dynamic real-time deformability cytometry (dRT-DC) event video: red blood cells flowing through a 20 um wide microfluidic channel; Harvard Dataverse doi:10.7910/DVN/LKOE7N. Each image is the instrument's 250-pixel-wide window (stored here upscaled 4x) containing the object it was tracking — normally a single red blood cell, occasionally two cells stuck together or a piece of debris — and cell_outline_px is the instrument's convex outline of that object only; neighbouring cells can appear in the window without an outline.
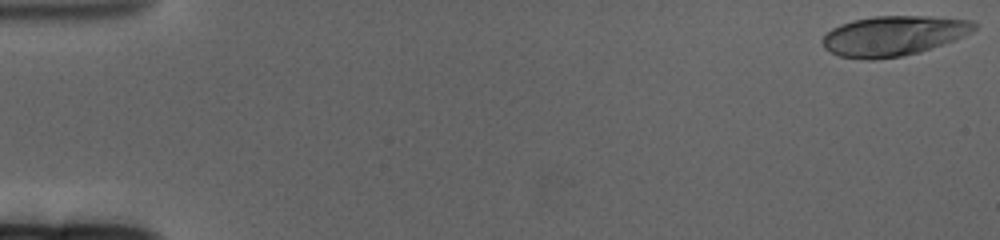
{"species": "human", "species_latin": "Homo sapiens", "temperature_condition": "cold", "stored_images_in_passage": 62, "camera_frame_rate_fps": 3000, "um_per_image_px": 0.085, "donor": {"sex": "female"}, "frame": {"image": 1, "passage_image": 1, "time_ms": 0.0, "image_size_px": [1000, 240], "cell_outline_px": [[976, 28], [972, 32], [956, 40], [920, 52], [900, 56], [872, 60], [868, 60], [840, 56], [824, 48], [820, 40], [832, 28], [840, 24], [856, 20], [876, 16], [928, 16], [972, 20], [976, 24]], "centroid_in_image_um": [75.96, 3.04], "position_along_channel_um": 9.0, "area_um2": 35.32}}
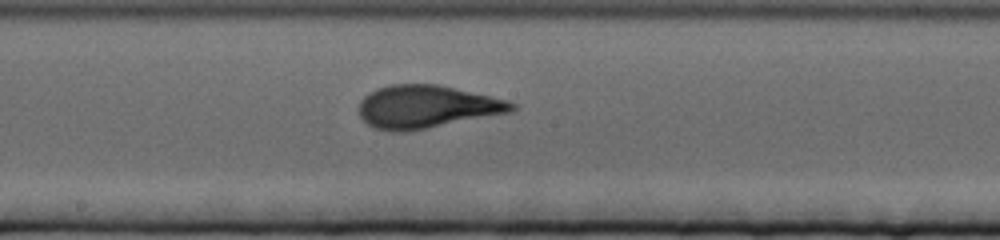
{"frame": {"image": 2, "passage_image": 34, "time_ms": 11.0, "image_size_px": [1000, 240], "cell_outline_px": [[516, 108], [512, 112], [404, 132], [392, 132], [376, 128], [368, 124], [360, 116], [360, 100], [368, 92], [376, 88], [388, 84], [436, 84], [508, 100], [516, 104]], "centroid_in_image_um": [36.24, 9.06], "position_along_channel_um": 212.0, "area_um2": 37.97}}
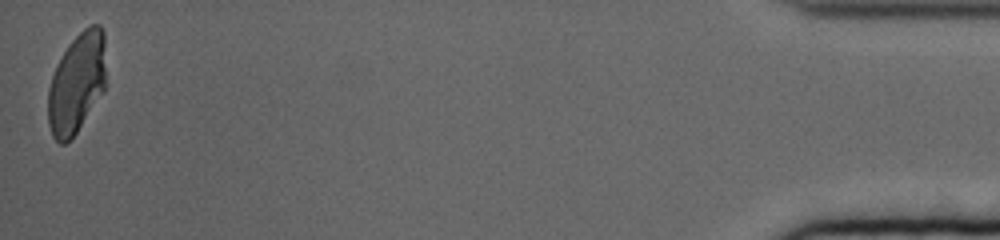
{"frame": {"image": 3, "passage_image": 62, "time_ms": 20.333, "image_size_px": [1000, 240], "cell_outline_px": [[104, 92], [76, 132], [64, 144], [60, 144], [52, 136], [48, 124], [48, 88], [56, 64], [68, 44], [84, 28], [92, 24], [100, 24], [104, 32]], "centroid_in_image_um": [6.5, 7.06], "position_along_channel_um": 428.7, "area_um2": 33.7}, "authors_computed_cell_mechanics": {"area_um2": 36.2406, "velocity_mm_per_s": 3.241, "shape_relaxation_time_tau1_ms": 5.6518, "shape_relaxation_time_tau2_ms": null, "deformation_change_tau1": 0.2173, "deformation_change_tau2": null}}